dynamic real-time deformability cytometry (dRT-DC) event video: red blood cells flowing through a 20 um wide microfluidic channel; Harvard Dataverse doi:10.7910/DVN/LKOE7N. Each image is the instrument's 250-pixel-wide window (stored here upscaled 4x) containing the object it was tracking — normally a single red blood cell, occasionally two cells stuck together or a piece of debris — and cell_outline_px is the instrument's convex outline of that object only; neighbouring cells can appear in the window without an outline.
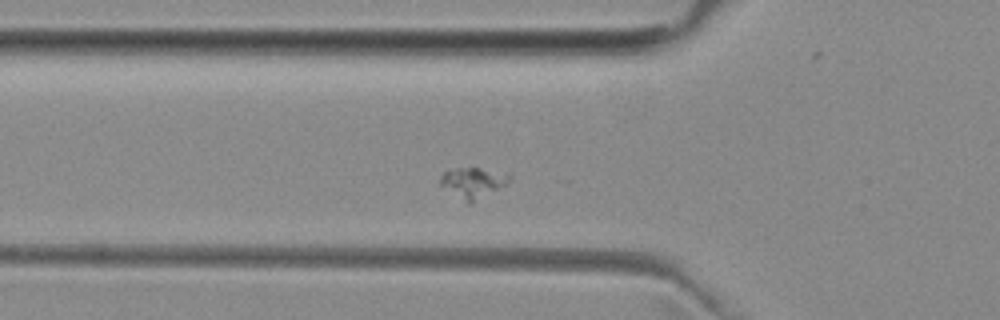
{"species": "common noctule bat (a hibernating species)", "species_latin": "Nyctalus noctula", "temperature_condition": "room temperature", "stored_images_in_passage": 38, "camera_frame_rate_fps": 3000, "um_per_image_px": 0.085, "animal": {"sex": "female", "body_mass_g": 29.2, "forearm_length_mm": 56.3}, "frame": {"image": 1, "passage_image": 6, "time_ms": 1.667, "image_size_px": [1000, 320], "cell_outline_px": [[512, 176], [504, 184], [468, 204], [440, 184], [440, 176], [444, 172], [456, 168], [480, 168], [512, 172]], "centroid_in_image_um": [40.22, 15.47], "position_along_channel_um": 85.6, "area_um2": 11.91}}
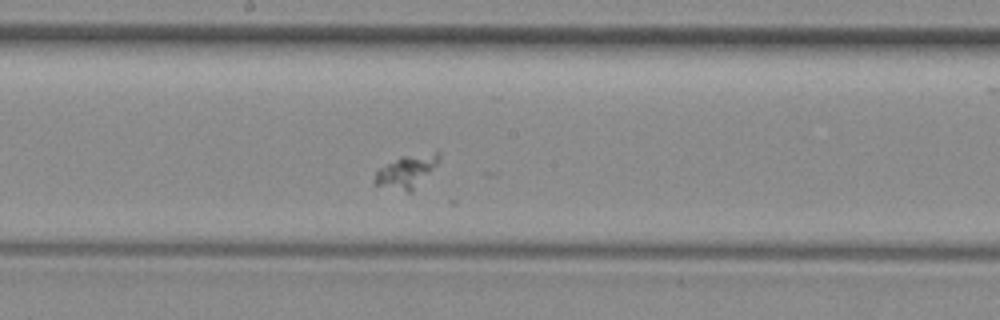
{"frame": {"image": 2, "passage_image": 16, "time_ms": 5.0, "image_size_px": [1000, 320], "cell_outline_px": [[440, 156], [436, 164], [412, 192], [408, 192], [376, 184], [376, 172], [380, 168], [400, 156], [436, 152], [440, 152]], "centroid_in_image_um": [34.58, 14.55], "position_along_channel_um": 213.6, "area_um2": 11.73}}
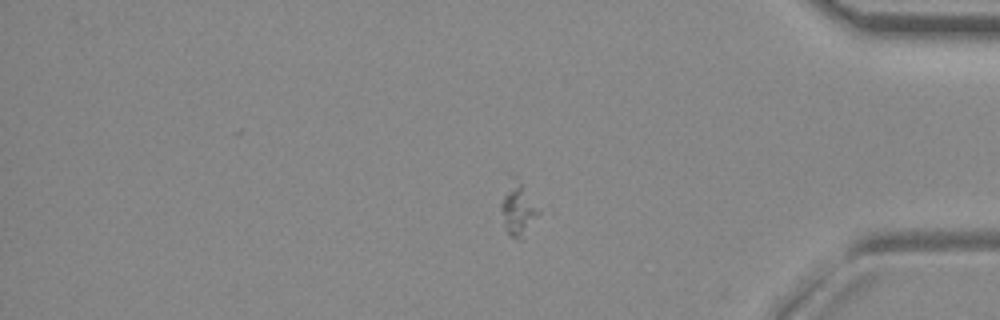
{"frame": {"image": 3, "passage_image": 32, "time_ms": 10.333, "image_size_px": [1000, 320], "cell_outline_px": [[540, 212], [524, 240], [520, 240], [508, 236], [504, 224], [500, 208], [500, 204], [516, 172]], "centroid_in_image_um": [44.05, 17.85], "position_along_channel_um": 391.1, "area_um2": 11.56}}